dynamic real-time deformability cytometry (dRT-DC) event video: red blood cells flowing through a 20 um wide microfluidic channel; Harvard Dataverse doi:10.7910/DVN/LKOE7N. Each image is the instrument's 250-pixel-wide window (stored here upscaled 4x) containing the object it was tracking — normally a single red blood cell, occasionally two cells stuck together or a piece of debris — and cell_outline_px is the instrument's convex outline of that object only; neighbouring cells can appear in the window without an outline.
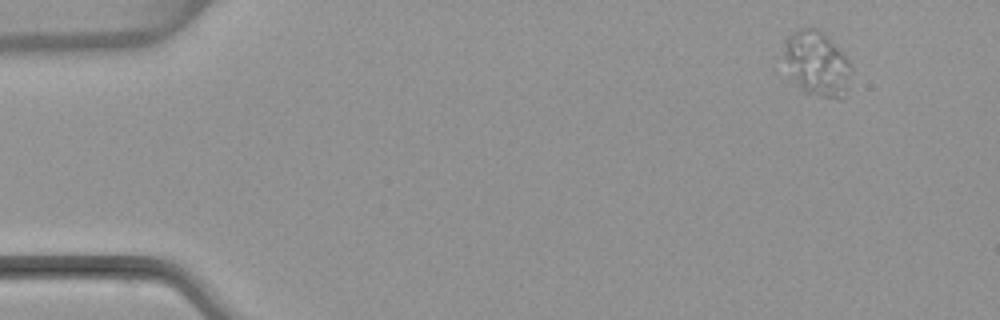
{"species": "common noctule bat (a hibernating species)", "species_latin": "Nyctalus noctula", "temperature_condition": "warm", "stored_images_in_passage": 4, "camera_frame_rate_fps": 3000, "um_per_image_px": 0.085, "animal": {"sex": "female", "body_mass_g": 22.7, "forearm_length_mm": 54.2}, "frame": {"image": 1, "passage_image": 1, "time_ms": 0.0, "image_size_px": [1000, 320], "cell_outline_px": [[852, 68], [840, 100], [820, 96], [804, 92], [784, 56], [784, 40], [788, 36], [800, 28], [816, 28], [828, 36], [848, 60]], "centroid_in_image_um": [69.46, 5.36], "position_along_channel_um": 15.5, "area_um2": 24.33}}
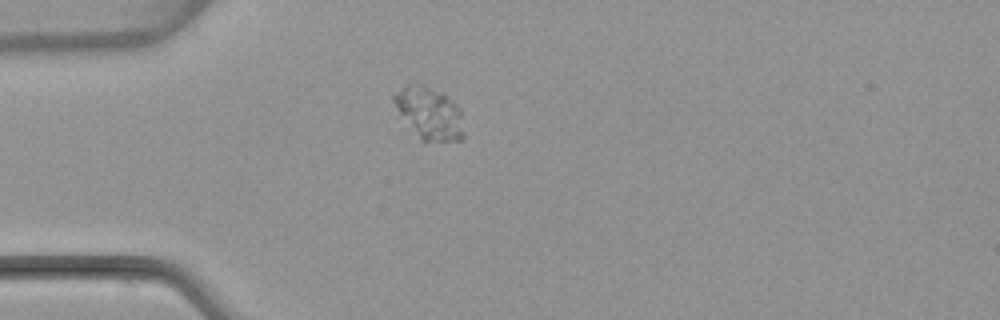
{"frame": {"image": 2, "passage_image": 4, "time_ms": 3.333, "image_size_px": [1000, 320], "cell_outline_px": [[464, 140], [424, 144], [420, 140], [400, 112], [392, 100], [392, 92], [408, 84], [420, 84], [440, 92], [456, 104], [460, 108], [464, 132]], "centroid_in_image_um": [36.51, 9.68], "position_along_channel_um": 48.5, "area_um2": 21.44}}